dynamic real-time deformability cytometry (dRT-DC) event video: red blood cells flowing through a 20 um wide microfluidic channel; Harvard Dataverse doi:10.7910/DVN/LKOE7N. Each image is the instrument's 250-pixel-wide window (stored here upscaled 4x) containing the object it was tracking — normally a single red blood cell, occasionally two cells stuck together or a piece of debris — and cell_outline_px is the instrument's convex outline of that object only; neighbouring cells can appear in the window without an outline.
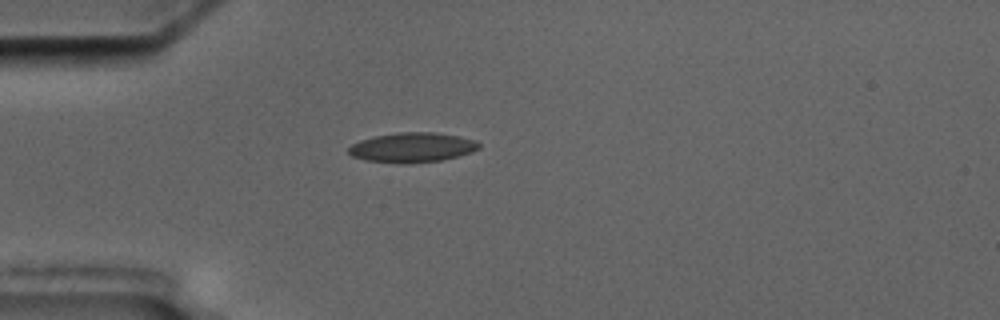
{"species": "common noctule bat (a hibernating species)", "species_latin": "Nyctalus noctula", "temperature_condition": "cold", "stored_images_in_passage": 3, "camera_frame_rate_fps": 3000, "um_per_image_px": 0.085, "animal": {"sex": "male", "body_mass_g": 17.5, "forearm_length_mm": 52.3}, "frame": {"image": 1, "passage_image": 1, "time_ms": 0.0, "image_size_px": [1000, 320], "cell_outline_px": [[480, 148], [472, 152], [440, 160], [404, 164], [364, 160], [352, 156], [348, 152], [348, 148], [352, 144], [360, 140], [376, 136], [396, 132], [436, 132], [460, 136], [476, 140], [480, 144]], "centroid_in_image_um": [35.04, 12.53], "position_along_channel_um": 50.0, "area_um2": 22.66}}